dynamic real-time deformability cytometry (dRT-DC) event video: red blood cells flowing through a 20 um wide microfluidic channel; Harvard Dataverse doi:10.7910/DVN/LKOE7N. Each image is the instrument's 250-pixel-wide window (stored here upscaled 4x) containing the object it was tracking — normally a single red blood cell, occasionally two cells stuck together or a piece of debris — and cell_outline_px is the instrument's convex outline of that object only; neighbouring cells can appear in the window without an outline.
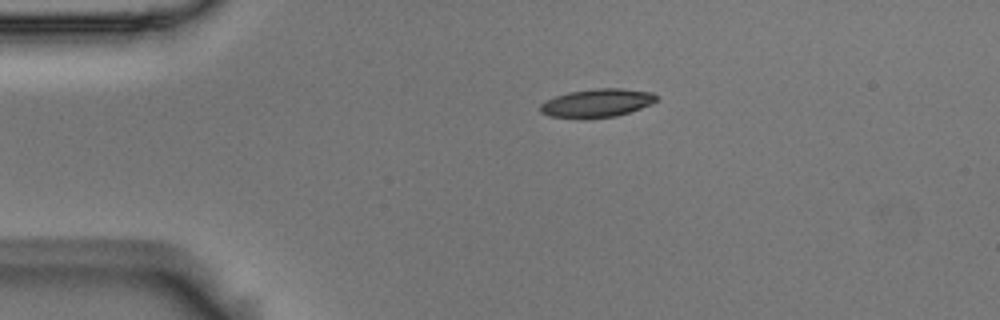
{"species": "Egyptian fruit bat (a non-hibernating species)", "species_latin": "Rousettus aegyptiacus", "temperature_condition": "room temperature", "stored_images_in_passage": 45, "camera_frame_rate_fps": 3000, "um_per_image_px": 0.085, "animal": {"sex": "male"}, "frame": {"image": 1, "passage_image": 1, "time_ms": 0.0, "image_size_px": [1000, 320], "cell_outline_px": [[656, 100], [652, 104], [616, 116], [580, 120], [548, 116], [540, 112], [540, 104], [556, 96], [568, 92], [596, 88], [620, 88], [652, 92], [656, 96]], "centroid_in_image_um": [50.7, 8.78], "position_along_channel_um": 34.3, "area_um2": 19.42}}
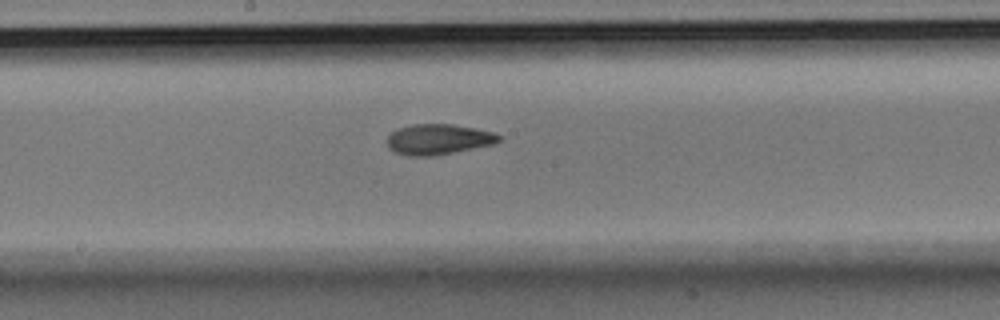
{"frame": {"image": 2, "passage_image": 19, "time_ms": 6.0, "image_size_px": [1000, 320], "cell_outline_px": [[500, 140], [496, 144], [452, 152], [428, 156], [408, 156], [396, 152], [388, 148], [388, 136], [396, 128], [412, 124], [452, 124], [476, 128], [492, 132], [500, 136]], "centroid_in_image_um": [37.25, 11.83], "position_along_channel_um": 211.0, "area_um2": 19.77}}
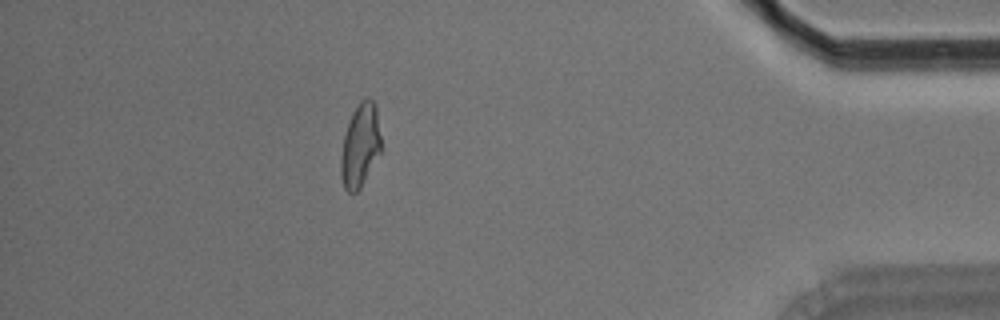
{"frame": {"image": 3, "passage_image": 39, "time_ms": 12.667, "image_size_px": [1000, 320], "cell_outline_px": [[380, 152], [360, 188], [356, 192], [348, 192], [344, 188], [340, 176], [340, 160], [344, 136], [352, 112], [360, 100], [368, 96], [376, 104], [380, 136]], "centroid_in_image_um": [30.6, 12.34], "position_along_channel_um": 404.6, "area_um2": 19.42}, "authors_computed_cell_mechanics": {"area_um2": 19.5942, "velocity_mm_per_s": 3.5911, "shape_relaxation_time_tau1_ms": 7.4897, "shape_relaxation_time_tau2_ms": 2.7647, "deformation_change_tau1": 0.1928, "deformation_change_tau2": 0.097}}